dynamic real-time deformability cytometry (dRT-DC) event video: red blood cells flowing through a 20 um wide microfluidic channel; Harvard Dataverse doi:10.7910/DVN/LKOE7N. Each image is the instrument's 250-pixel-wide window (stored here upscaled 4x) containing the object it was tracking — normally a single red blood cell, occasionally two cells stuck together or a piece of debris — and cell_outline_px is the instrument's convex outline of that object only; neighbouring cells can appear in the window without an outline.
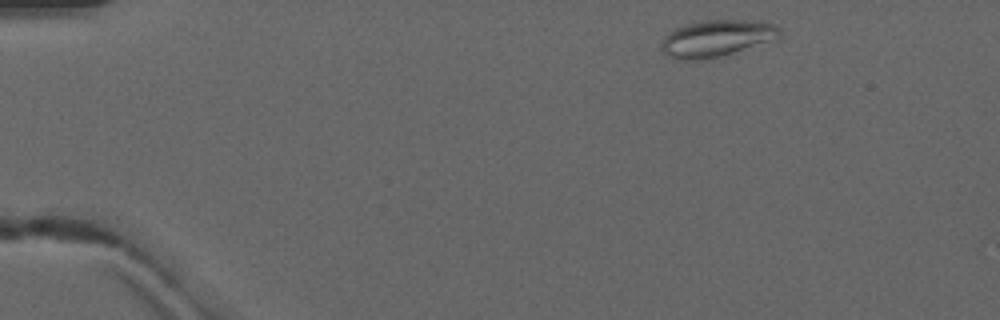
{"species": "common noctule bat (a hibernating species)", "species_latin": "Nyctalus noctula", "temperature_condition": "warm", "stored_images_in_passage": 5, "camera_frame_rate_fps": 3000, "um_per_image_px": 0.085, "animal": {"sex": "male", "forearm_length_mm": 52.5}, "frame": {"image": 1, "passage_image": 1, "time_ms": 0.0, "image_size_px": [1000, 320], "cell_outline_px": [[780, 36], [720, 56], [700, 60], [684, 60], [668, 56], [660, 48], [664, 36], [668, 32], [676, 28], [700, 20], [744, 20], [772, 24], [780, 28]], "centroid_in_image_um": [60.81, 3.25], "position_along_channel_um": 24.2, "area_um2": 24.57}}
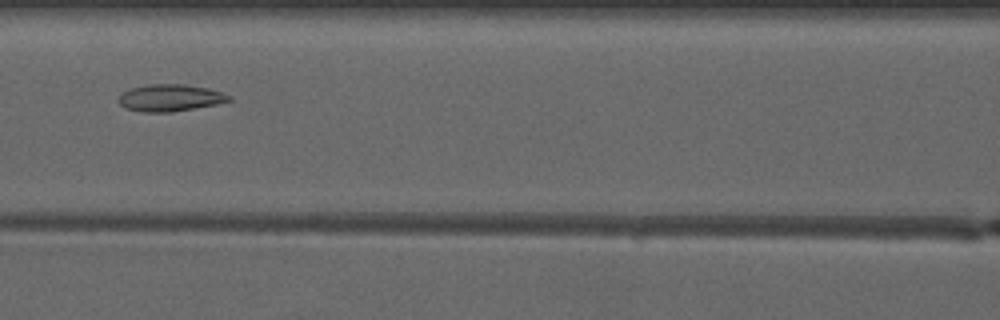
{"frame": {"image": 2, "passage_image": 5, "time_ms": 5.333, "image_size_px": [1000, 320], "cell_outline_px": [[232, 100], [216, 104], [172, 112], [140, 112], [124, 108], [116, 100], [124, 92], [132, 88], [148, 84], [184, 84], [208, 88], [232, 96]], "centroid_in_image_um": [14.44, 8.32], "position_along_channel_um": 152.2, "area_um2": 17.34}}